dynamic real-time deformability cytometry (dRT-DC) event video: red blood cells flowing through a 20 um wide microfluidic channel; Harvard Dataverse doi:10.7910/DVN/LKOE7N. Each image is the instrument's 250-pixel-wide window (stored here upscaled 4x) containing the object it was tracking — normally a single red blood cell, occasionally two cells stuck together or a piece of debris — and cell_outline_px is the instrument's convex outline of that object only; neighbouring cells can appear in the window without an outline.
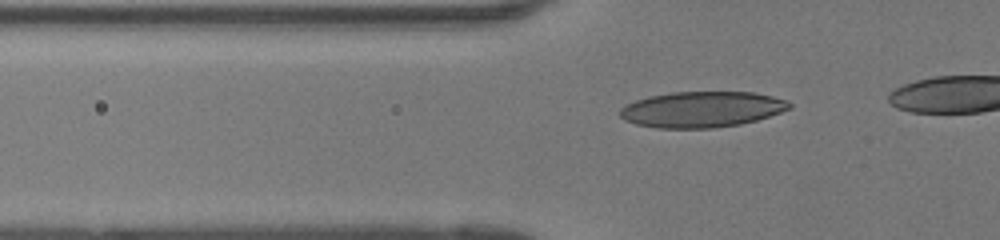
{"species": "human", "species_latin": "Homo sapiens", "temperature_condition": "room temperature", "stored_images_in_passage": 29, "camera_frame_rate_fps": 3000, "um_per_image_px": 0.085, "donor": {"sex": "female"}, "frame": {"image": 1, "passage_image": 2, "time_ms": 0.333, "image_size_px": [1000, 240], "cell_outline_px": [[792, 108], [756, 120], [740, 124], [712, 128], [656, 128], [636, 124], [624, 120], [620, 116], [620, 108], [636, 100], [648, 96], [672, 92], [756, 92], [788, 100], [792, 104]], "centroid_in_image_um": [59.66, 9.29], "position_along_channel_um": 66.1, "area_um2": 35.43}}
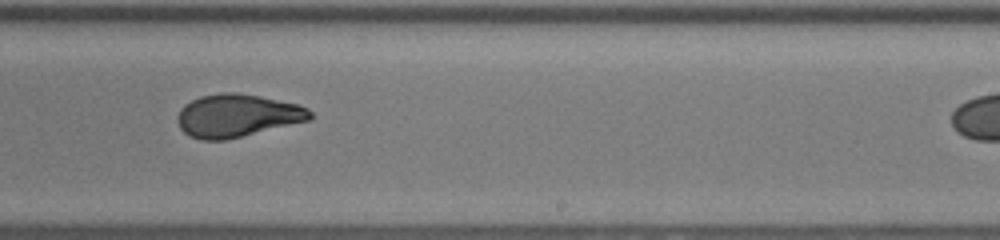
{"frame": {"image": 2, "passage_image": 17, "time_ms": 5.333, "image_size_px": [1000, 240], "cell_outline_px": [[312, 120], [224, 140], [200, 140], [188, 136], [180, 128], [176, 120], [176, 116], [180, 108], [184, 104], [200, 96], [220, 92], [232, 92], [256, 96], [296, 104], [308, 108], [312, 112]], "centroid_in_image_um": [20.12, 9.84], "position_along_channel_um": 268.9, "area_um2": 33.12}}
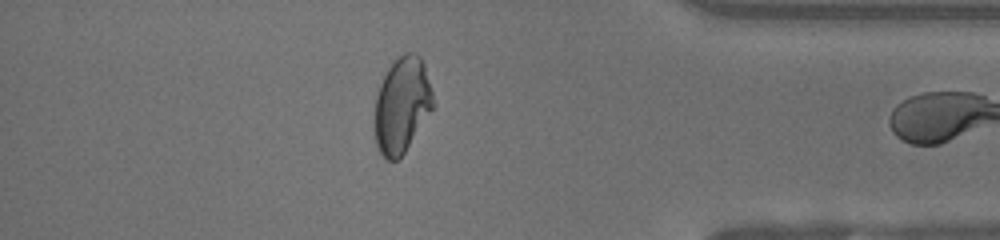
{"frame": {"image": 3, "passage_image": 28, "time_ms": 9.0, "image_size_px": [1000, 240], "cell_outline_px": [[432, 108], [404, 152], [396, 160], [388, 160], [380, 152], [376, 144], [372, 128], [376, 96], [380, 84], [388, 68], [404, 52], [416, 52], [420, 56], [424, 64], [432, 92]], "centroid_in_image_um": [34.11, 8.92], "position_along_channel_um": 401.1, "area_um2": 32.31}}